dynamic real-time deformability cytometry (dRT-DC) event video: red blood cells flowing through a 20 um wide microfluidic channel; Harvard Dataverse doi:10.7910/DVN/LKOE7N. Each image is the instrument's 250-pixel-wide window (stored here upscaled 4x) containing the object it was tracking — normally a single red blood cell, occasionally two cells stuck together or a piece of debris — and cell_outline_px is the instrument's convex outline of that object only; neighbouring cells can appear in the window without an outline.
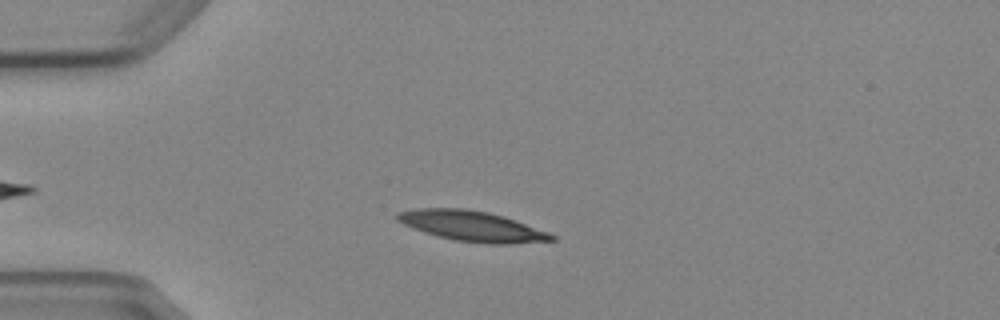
{"species": "Egyptian fruit bat (a non-hibernating species)", "species_latin": "Rousettus aegyptiacus", "temperature_condition": "cold", "stored_images_in_passage": 6, "camera_frame_rate_fps": 3000, "um_per_image_px": 0.085, "animal": {"sex": "female"}, "frame": {"image": 1, "passage_image": 4, "time_ms": 3.667, "image_size_px": [1000, 320], "cell_outline_px": [[556, 240], [512, 244], [488, 244], [456, 240], [424, 232], [404, 224], [396, 220], [396, 212], [420, 208], [464, 208], [488, 212], [504, 216], [548, 232], [556, 236]], "centroid_in_image_um": [40.14, 19.22], "position_along_channel_um": 44.9, "area_um2": 27.11}}
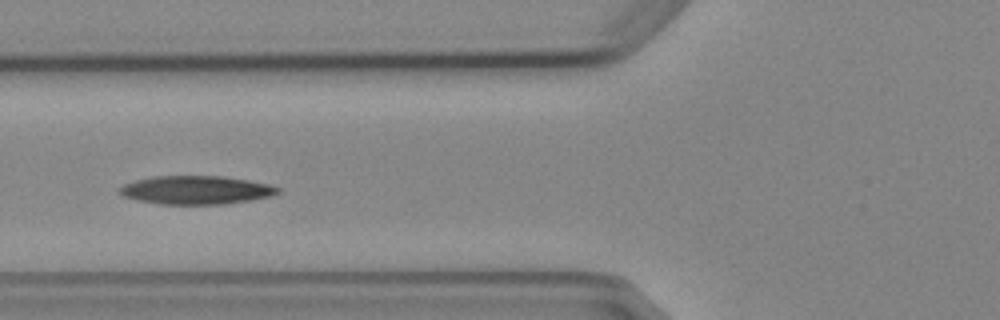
{"frame": {"image": 2, "passage_image": 6, "time_ms": 6.0, "image_size_px": [1000, 320], "cell_outline_px": [[280, 192], [272, 196], [224, 204], [160, 204], [136, 200], [124, 196], [116, 192], [124, 184], [136, 180], [152, 176], [224, 176], [248, 180], [268, 184], [280, 188]], "centroid_in_image_um": [16.65, 16.15], "position_along_channel_um": 109.2, "area_um2": 26.24}}